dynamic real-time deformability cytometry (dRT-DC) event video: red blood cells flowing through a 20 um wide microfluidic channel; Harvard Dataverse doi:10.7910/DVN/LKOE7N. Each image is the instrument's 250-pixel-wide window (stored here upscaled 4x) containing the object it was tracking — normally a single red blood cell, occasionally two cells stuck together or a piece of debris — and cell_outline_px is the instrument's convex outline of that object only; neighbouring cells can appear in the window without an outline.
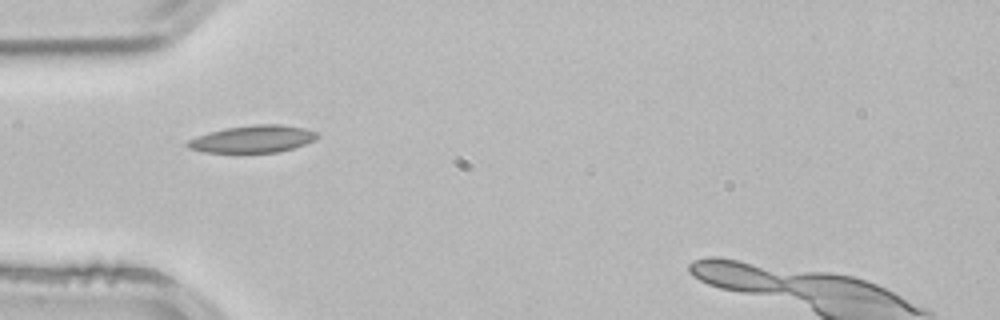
{"species": "common noctule bat (a hibernating species)", "species_latin": "Nyctalus noctula", "temperature_condition": "room temperature", "stored_images_in_passage": 3, "camera_frame_rate_fps": 3000, "um_per_image_px": 0.085, "animal": {"sex": "male", "body_mass_g": 21.5, "forearm_length_mm": 52.0}, "frame": {"image": 1, "passage_image": 3, "time_ms": 0.667, "image_size_px": [1000, 320], "cell_outline_px": [[320, 136], [316, 140], [280, 152], [204, 152], [188, 148], [184, 144], [188, 140], [196, 136], [208, 132], [224, 128], [252, 124], [284, 124], [304, 128], [316, 132]], "centroid_in_image_um": [21.48, 11.8], "position_along_channel_um": 63.5, "area_um2": 20.75}}